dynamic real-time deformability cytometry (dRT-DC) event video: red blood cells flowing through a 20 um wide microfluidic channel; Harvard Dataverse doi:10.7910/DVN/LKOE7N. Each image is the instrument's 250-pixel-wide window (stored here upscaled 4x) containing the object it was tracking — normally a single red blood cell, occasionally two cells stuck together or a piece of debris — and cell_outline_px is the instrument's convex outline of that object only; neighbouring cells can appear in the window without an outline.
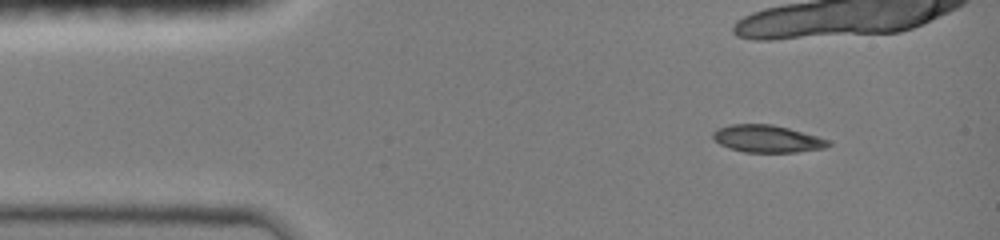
{"species": "common noctule bat (a hibernating species)", "species_latin": "Nyctalus noctula", "temperature_condition": "room temperature", "stored_images_in_passage": 22, "camera_frame_rate_fps": 3000, "um_per_image_px": 0.085, "animal": {"sex": "female", "body_mass_g": 19.0, "forearm_length_mm": 51.5}, "frame": {"image": 1, "passage_image": 1, "time_ms": 0.0, "image_size_px": [1000, 240], "cell_outline_px": [[832, 144], [824, 148], [796, 152], [744, 152], [720, 144], [712, 136], [712, 132], [716, 128], [728, 124], [772, 124], [788, 128], [816, 136], [828, 140]], "centroid_in_image_um": [65.18, 11.78], "position_along_channel_um": 19.8, "area_um2": 18.21}, "authors_computed_cell_mechanics": {"area_um2": 18.4671, "velocity_mm_per_s": 4.1637, "shape_relaxation_time_tau1_ms": null, "shape_relaxation_time_tau2_ms": 2.2372, "deformation_change_tau1": null, "deformation_change_tau2": 0.0662}}